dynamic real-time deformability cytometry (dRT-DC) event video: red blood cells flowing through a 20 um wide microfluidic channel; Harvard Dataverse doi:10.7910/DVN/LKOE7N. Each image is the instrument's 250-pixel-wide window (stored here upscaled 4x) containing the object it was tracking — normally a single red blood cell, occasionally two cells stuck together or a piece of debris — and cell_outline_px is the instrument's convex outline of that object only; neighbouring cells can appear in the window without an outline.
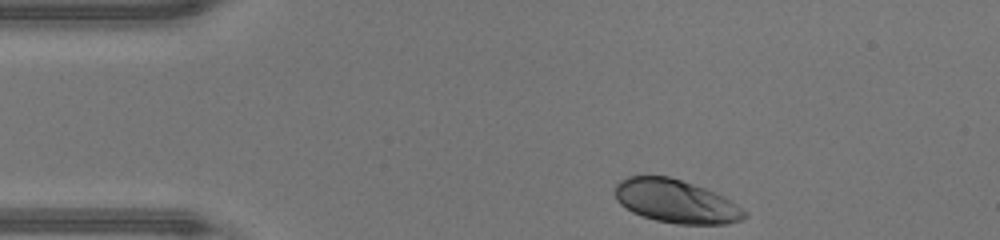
{"species": "human", "species_latin": "Homo sapiens", "temperature_condition": "warm", "stored_images_in_passage": 32, "camera_frame_rate_fps": 3000, "um_per_image_px": 0.085, "donor": {"sex": "male"}, "frame": {"image": 1, "passage_image": 1, "time_ms": 0.0, "image_size_px": [1000, 240], "cell_outline_px": [[748, 216], [744, 220], [728, 224], [676, 224], [656, 220], [632, 212], [624, 208], [616, 200], [616, 184], [620, 180], [628, 176], [668, 176], [704, 188], [724, 196], [748, 212]], "centroid_in_image_um": [57.48, 17.13], "position_along_channel_um": 27.5, "area_um2": 32.71}}
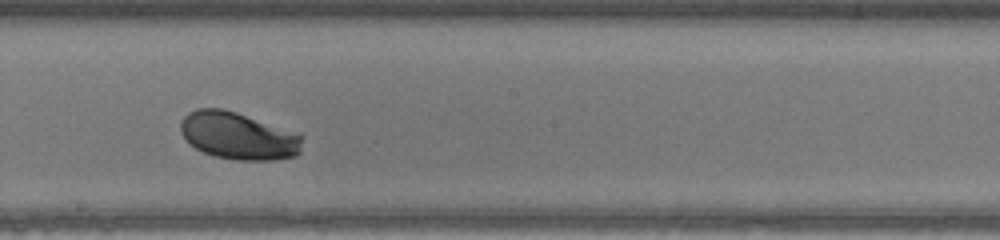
{"frame": {"image": 2, "passage_image": 19, "time_ms": 6.0, "image_size_px": [1000, 240], "cell_outline_px": [[304, 136], [300, 152], [296, 156], [276, 160], [236, 160], [216, 156], [204, 152], [196, 148], [180, 132], [180, 124], [184, 116], [188, 112], [196, 108], [224, 108], [300, 132]], "centroid_in_image_um": [20.32, 11.53], "position_along_channel_um": 227.9, "area_um2": 33.99}}
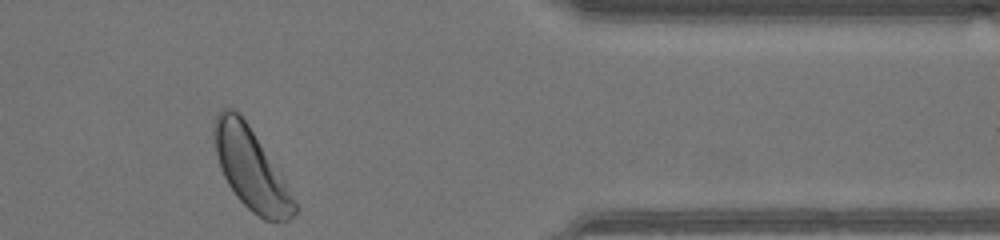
{"frame": {"image": 3, "passage_image": 32, "time_ms": 10.333, "image_size_px": [1000, 240], "cell_outline_px": [[300, 208], [288, 220], [264, 220], [252, 212], [236, 196], [228, 184], [220, 168], [216, 152], [212, 132], [212, 128], [216, 116], [224, 108], [232, 108], [248, 124], [280, 172]], "centroid_in_image_um": [21.33, 14.36], "position_along_channel_um": 390.1, "area_um2": 37.57}, "authors_computed_cell_mechanics": {"area_um2": 32.9749, "velocity_mm_per_s": 4.3364, "shape_relaxation_time_tau1_ms": 0.8078, "shape_relaxation_time_tau2_ms": null, "deformation_change_tau1": 0.0693, "deformation_change_tau2": null}}